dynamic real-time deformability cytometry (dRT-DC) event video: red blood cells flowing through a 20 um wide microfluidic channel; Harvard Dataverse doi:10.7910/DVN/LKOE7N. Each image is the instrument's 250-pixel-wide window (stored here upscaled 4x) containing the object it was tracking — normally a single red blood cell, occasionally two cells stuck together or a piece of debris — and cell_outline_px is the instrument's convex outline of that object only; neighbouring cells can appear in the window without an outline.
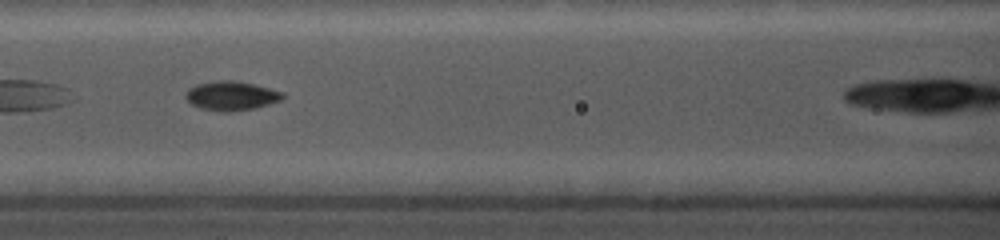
{"species": "common noctule bat (a hibernating species)", "species_latin": "Nyctalus noctula", "temperature_condition": "cold", "stored_images_in_passage": 11, "camera_frame_rate_fps": 5000, "um_per_image_px": 0.085, "animal": {"sex": "female", "body_mass_g": 19.0, "forearm_length_mm": 56.7}, "frame": {"image": 1, "passage_image": 4, "time_ms": 2.0, "image_size_px": [1000, 240], "cell_outline_px": [[284, 96], [280, 100], [256, 108], [232, 112], [224, 112], [200, 108], [192, 104], [184, 96], [188, 88], [196, 84], [216, 80], [232, 80], [252, 84], [284, 92]], "centroid_in_image_um": [19.63, 8.14], "position_along_channel_um": 147.0, "area_um2": 16.47}}